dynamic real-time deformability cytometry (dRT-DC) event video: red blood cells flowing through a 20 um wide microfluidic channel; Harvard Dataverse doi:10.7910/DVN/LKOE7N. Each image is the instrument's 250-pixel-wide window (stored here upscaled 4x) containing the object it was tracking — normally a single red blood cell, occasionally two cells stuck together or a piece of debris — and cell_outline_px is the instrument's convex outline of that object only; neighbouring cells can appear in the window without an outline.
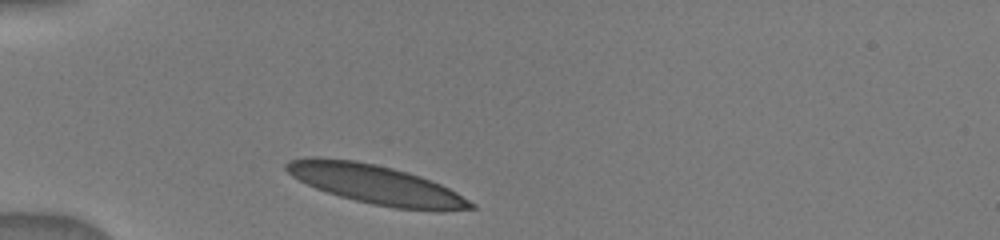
{"species": "human", "species_latin": "Homo sapiens", "temperature_condition": "warm", "stored_images_in_passage": 22, "camera_frame_rate_fps": 3000, "um_per_image_px": 0.085, "donor": {"sex": "male"}, "frame": {"image": 1, "passage_image": 1, "time_ms": 0.0, "image_size_px": [1000, 240], "cell_outline_px": [[476, 208], [444, 212], [440, 212], [396, 208], [372, 204], [340, 196], [316, 188], [292, 176], [284, 168], [284, 164], [288, 160], [312, 156], [320, 156], [356, 160], [376, 164], [408, 172], [420, 176], [440, 184], [456, 192], [476, 204]], "centroid_in_image_um": [31.97, 15.67], "position_along_channel_um": 53.0, "area_um2": 42.31}}
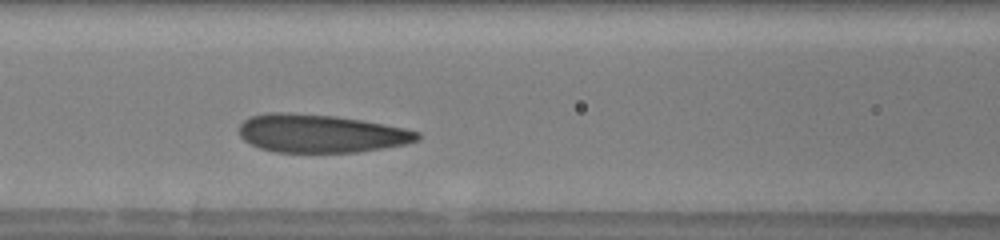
{"frame": {"image": 2, "passage_image": 7, "time_ms": 2.667, "image_size_px": [1000, 240], "cell_outline_px": [[420, 140], [408, 144], [356, 152], [276, 152], [260, 148], [244, 140], [240, 136], [240, 124], [248, 116], [268, 112], [288, 112], [336, 116], [360, 120], [404, 128], [420, 132]], "centroid_in_image_um": [27.26, 11.34], "position_along_channel_um": 139.3, "area_um2": 39.71}}
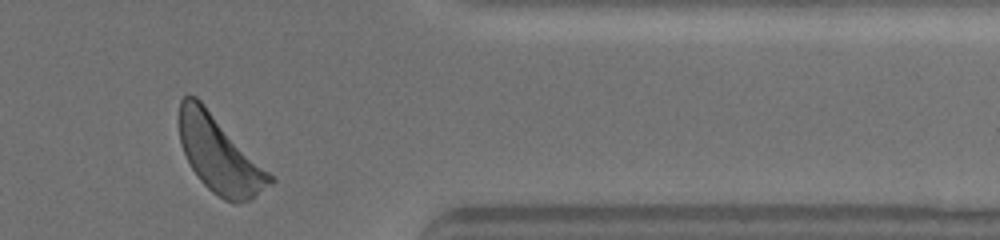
{"frame": {"image": 3, "passage_image": 21, "time_ms": 9.333, "image_size_px": [1000, 240], "cell_outline_px": [[276, 180], [272, 184], [248, 200], [232, 204], [224, 200], [212, 192], [200, 180], [192, 168], [180, 144], [180, 100], [184, 96], [196, 96], [276, 176]], "centroid_in_image_um": [18.71, 13.16], "position_along_channel_um": 392.7, "area_um2": 40.52}}